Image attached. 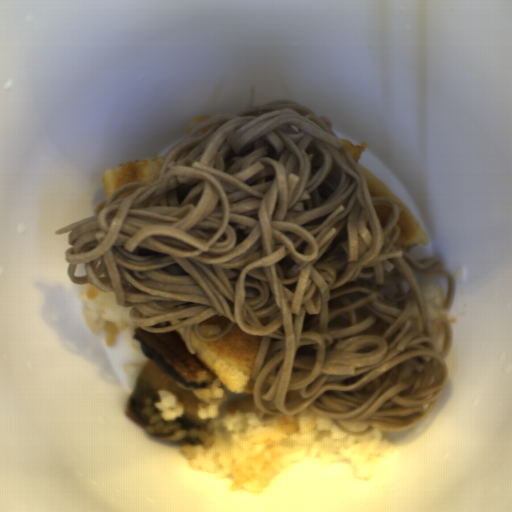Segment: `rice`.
Masks as SVG:
<instances>
[{"mask_svg": "<svg viewBox=\"0 0 512 512\" xmlns=\"http://www.w3.org/2000/svg\"><path fill=\"white\" fill-rule=\"evenodd\" d=\"M77 296L84 303L83 314L87 326L93 334L104 333L106 347H112L116 333L129 330L131 345L141 358V363L123 366L133 391L147 358L134 338L135 329L139 326L132 325L129 320L128 312L131 307L118 306L114 291L103 292L89 283L82 284Z\"/></svg>", "mask_w": 512, "mask_h": 512, "instance_id": "023b6e5f", "label": "rice"}, {"mask_svg": "<svg viewBox=\"0 0 512 512\" xmlns=\"http://www.w3.org/2000/svg\"><path fill=\"white\" fill-rule=\"evenodd\" d=\"M449 285L447 278H434L421 290L431 321L448 317L444 306Z\"/></svg>", "mask_w": 512, "mask_h": 512, "instance_id": "8eca5e8b", "label": "rice"}, {"mask_svg": "<svg viewBox=\"0 0 512 512\" xmlns=\"http://www.w3.org/2000/svg\"><path fill=\"white\" fill-rule=\"evenodd\" d=\"M159 401L154 402V407L160 411L162 418L173 420L183 416L184 406L180 403L176 394L169 390H159Z\"/></svg>", "mask_w": 512, "mask_h": 512, "instance_id": "acb35da6", "label": "rice"}, {"mask_svg": "<svg viewBox=\"0 0 512 512\" xmlns=\"http://www.w3.org/2000/svg\"><path fill=\"white\" fill-rule=\"evenodd\" d=\"M338 422L352 432H360L361 433L364 430L371 427L369 424L353 423V422H346V421H338Z\"/></svg>", "mask_w": 512, "mask_h": 512, "instance_id": "b023fe2a", "label": "rice"}, {"mask_svg": "<svg viewBox=\"0 0 512 512\" xmlns=\"http://www.w3.org/2000/svg\"><path fill=\"white\" fill-rule=\"evenodd\" d=\"M192 393L205 425L197 441H180L189 466L225 477L235 492L260 493L304 459L349 462L356 475L367 479L395 450L383 430L356 436L308 407L272 422H259L258 410L231 412L227 405L235 393L218 378Z\"/></svg>", "mask_w": 512, "mask_h": 512, "instance_id": "652b925c", "label": "rice"}]
</instances>
